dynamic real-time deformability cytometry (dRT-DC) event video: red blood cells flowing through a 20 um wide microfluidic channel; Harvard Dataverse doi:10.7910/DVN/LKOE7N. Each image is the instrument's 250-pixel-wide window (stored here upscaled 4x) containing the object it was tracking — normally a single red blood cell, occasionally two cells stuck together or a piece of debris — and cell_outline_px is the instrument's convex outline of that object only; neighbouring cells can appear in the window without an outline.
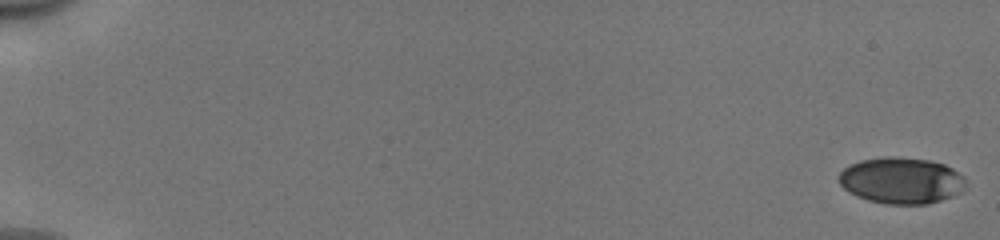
{"species": "human", "species_latin": "Homo sapiens", "temperature_condition": "cold", "stored_images_in_passage": 54, "camera_frame_rate_fps": 3000, "um_per_image_px": 0.085, "donor": {"sex": "male"}, "frame": {"image": 1, "passage_image": 1, "time_ms": 0.0, "image_size_px": [1000, 240], "cell_outline_px": [[964, 188], [960, 192], [952, 196], [940, 200], [924, 204], [884, 204], [868, 200], [856, 196], [848, 192], [836, 180], [836, 176], [848, 164], [860, 160], [884, 156], [892, 156], [928, 160], [944, 164], [952, 168], [964, 176]], "centroid_in_image_um": [76.55, 15.33], "position_along_channel_um": 8.5, "area_um2": 34.51}}
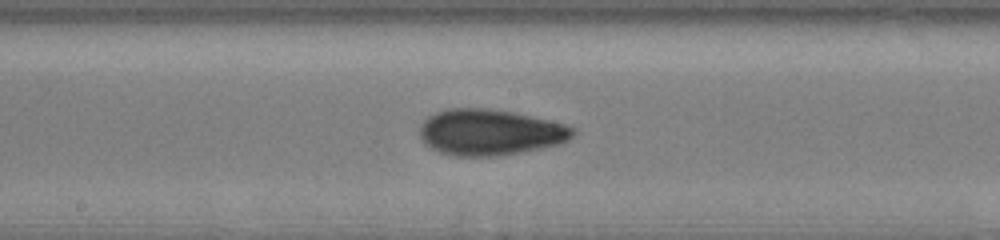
{"frame": {"image": 2, "passage_image": 31, "time_ms": 10.0, "image_size_px": [1000, 240], "cell_outline_px": [[576, 132], [568, 140], [560, 144], [540, 148], [496, 156], [456, 156], [440, 152], [424, 144], [420, 136], [420, 124], [428, 116], [436, 112], [448, 108], [484, 108], [512, 112], [564, 124], [576, 128]], "centroid_in_image_um": [41.62, 11.24], "position_along_channel_um": 206.6, "area_um2": 40.86}}
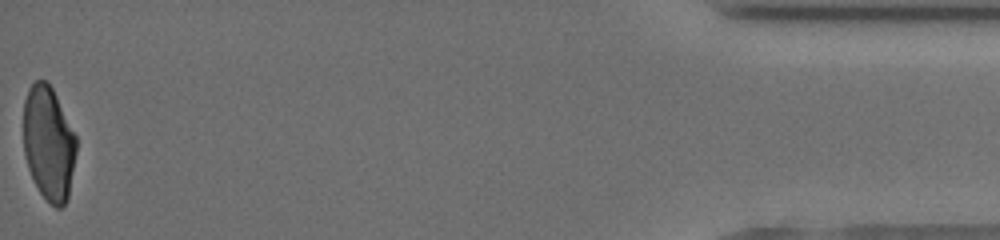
{"frame": {"image": 3, "passage_image": 54, "time_ms": 17.667, "image_size_px": [1000, 240], "cell_outline_px": [[76, 152], [68, 200], [60, 208], [56, 208], [40, 192], [28, 168], [24, 152], [24, 100], [28, 88], [36, 80], [44, 80], [52, 88], [76, 136]], "centroid_in_image_um": [4.13, 12.18], "position_along_channel_um": 431.1, "area_um2": 34.85}, "authors_computed_cell_mechanics": {"area_um2": 37.281, "velocity_mm_per_s": 3.9843, "shape_relaxation_time_tau1_ms": 5.7313, "shape_relaxation_time_tau2_ms": 2.0194, "deformation_change_tau1": 0.18, "deformation_change_tau2": 0.0783}}